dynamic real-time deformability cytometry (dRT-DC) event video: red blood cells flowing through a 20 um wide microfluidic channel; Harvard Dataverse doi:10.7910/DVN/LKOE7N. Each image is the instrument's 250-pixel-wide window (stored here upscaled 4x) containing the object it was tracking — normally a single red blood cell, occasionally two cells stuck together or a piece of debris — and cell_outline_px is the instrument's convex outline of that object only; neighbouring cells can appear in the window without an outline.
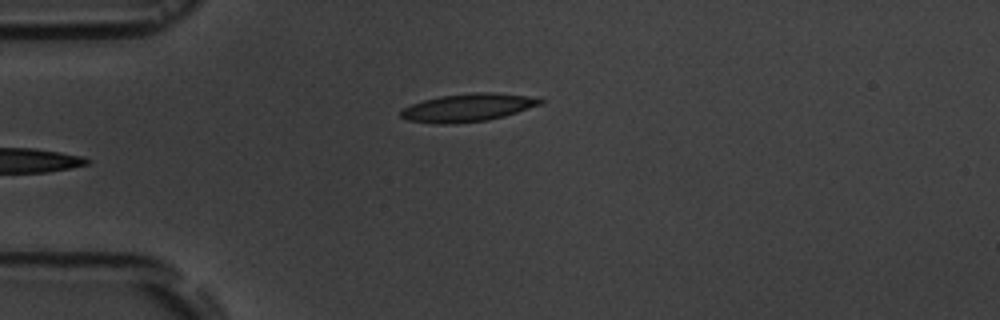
{"species": "common noctule bat (a hibernating species)", "species_latin": "Nyctalus noctula", "temperature_condition": "room temperature", "stored_images_in_passage": 6, "camera_frame_rate_fps": 3000, "um_per_image_px": 0.085, "animal": {"sex": "male", "body_mass_g": 19.5, "forearm_length_mm": 54.6}, "frame": {"image": 1, "passage_image": 6, "time_ms": 6.333, "image_size_px": [1000, 320], "cell_outline_px": [[544, 100], [540, 104], [504, 116], [488, 120], [452, 124], [440, 124], [408, 120], [400, 116], [400, 112], [404, 108], [412, 104], [424, 100], [440, 96], [472, 92], [492, 92], [540, 96]], "centroid_in_image_um": [39.82, 9.13], "position_along_channel_um": 45.2, "area_um2": 22.77}}